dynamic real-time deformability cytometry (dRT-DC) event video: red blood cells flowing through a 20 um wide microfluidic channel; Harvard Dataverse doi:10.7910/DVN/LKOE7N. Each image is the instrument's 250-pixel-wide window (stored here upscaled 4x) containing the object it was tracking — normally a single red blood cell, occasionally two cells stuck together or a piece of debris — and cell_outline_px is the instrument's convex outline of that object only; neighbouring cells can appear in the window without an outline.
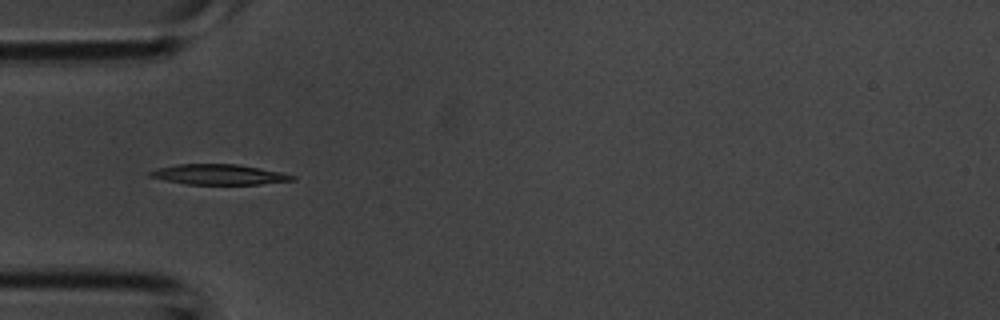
{"species": "common noctule bat (a hibernating species)", "species_latin": "Nyctalus noctula", "temperature_condition": "room temperature", "stored_images_in_passage": 41, "camera_frame_rate_fps": 3000, "um_per_image_px": 0.085, "animal": {"sex": "male", "body_mass_g": 20.1, "forearm_length_mm": 53.5}, "frame": {"image": 1, "passage_image": 12, "time_ms": 3.667, "image_size_px": [1000, 320], "cell_outline_px": [[296, 180], [260, 184], [188, 184], [164, 180], [148, 176], [148, 172], [156, 168], [176, 164], [236, 164], [260, 168], [280, 172], [296, 176]], "centroid_in_image_um": [18.58, 14.83], "position_along_channel_um": 66.4, "area_um2": 16.82}}
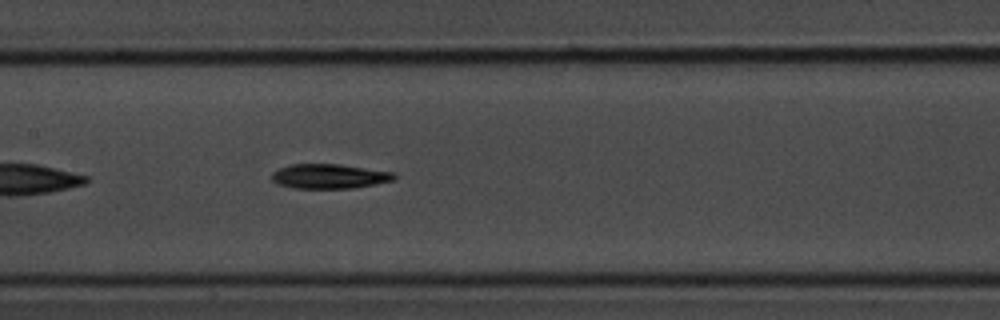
{"frame": {"image": 2, "passage_image": 19, "time_ms": 6.0, "image_size_px": [1000, 320], "cell_outline_px": [[396, 180], [352, 188], [296, 188], [276, 184], [272, 180], [272, 172], [280, 168], [292, 164], [340, 164], [396, 172]], "centroid_in_image_um": [28.02, 14.98], "position_along_channel_um": 179.4, "area_um2": 17.63}}
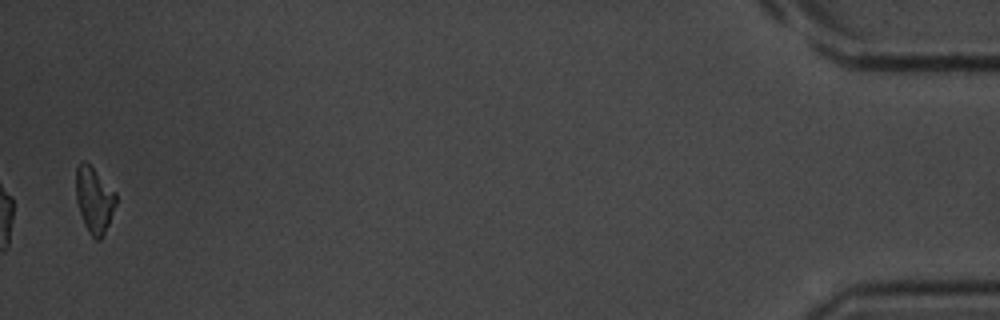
{"frame": {"image": 3, "passage_image": 40, "time_ms": 13.0, "image_size_px": [1000, 320], "cell_outline_px": [[116, 204], [104, 236], [100, 240], [96, 240], [88, 232], [84, 224], [76, 200], [76, 168], [80, 160], [84, 160], [116, 192]], "centroid_in_image_um": [8.0, 17.01], "position_along_channel_um": 427.2, "area_um2": 15.32}}